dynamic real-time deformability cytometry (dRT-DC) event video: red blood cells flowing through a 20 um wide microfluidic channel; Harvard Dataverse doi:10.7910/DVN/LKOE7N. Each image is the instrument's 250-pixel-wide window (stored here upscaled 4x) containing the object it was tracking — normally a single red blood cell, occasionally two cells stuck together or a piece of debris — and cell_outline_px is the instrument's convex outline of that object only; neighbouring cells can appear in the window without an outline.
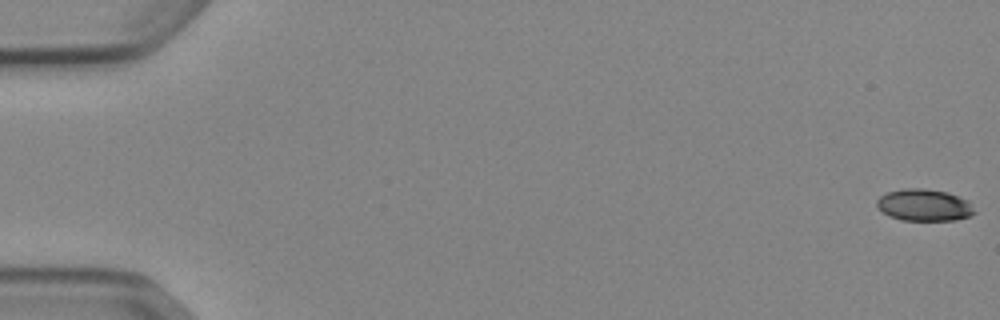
{"species": "Egyptian fruit bat (a non-hibernating species)", "species_latin": "Rousettus aegyptiacus", "temperature_condition": "cold", "stored_images_in_passage": 53, "camera_frame_rate_fps": 3000, "um_per_image_px": 0.085, "animal": {"sex": "female"}, "frame": {"image": 1, "passage_image": 1, "time_ms": 0.0, "image_size_px": [1000, 320], "cell_outline_px": [[976, 212], [968, 216], [956, 220], [900, 220], [888, 216], [876, 204], [876, 200], [880, 196], [888, 192], [904, 188], [924, 188], [948, 192], [968, 200]], "centroid_in_image_um": [78.55, 17.42], "position_along_channel_um": 6.4, "area_um2": 18.15}}
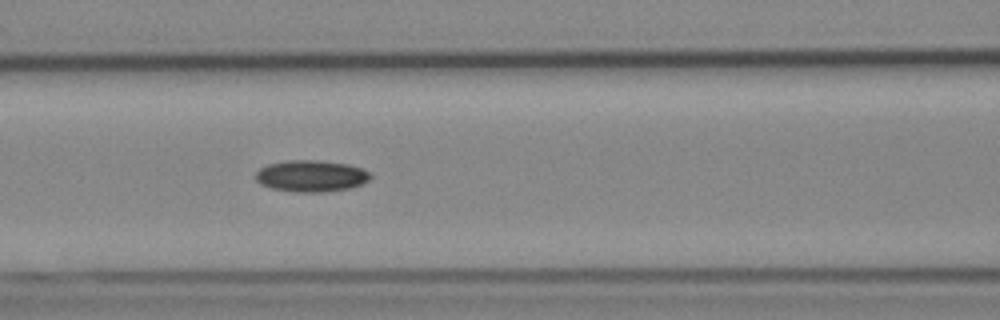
{"frame": {"image": 2, "passage_image": 24, "time_ms": 7.667, "image_size_px": [1000, 320], "cell_outline_px": [[372, 176], [368, 180], [360, 184], [348, 188], [324, 192], [296, 192], [272, 188], [260, 184], [256, 180], [256, 172], [260, 168], [268, 164], [288, 160], [320, 160], [348, 164], [360, 168], [368, 172]], "centroid_in_image_um": [26.42, 14.95], "position_along_channel_um": 140.2, "area_um2": 20.98}}
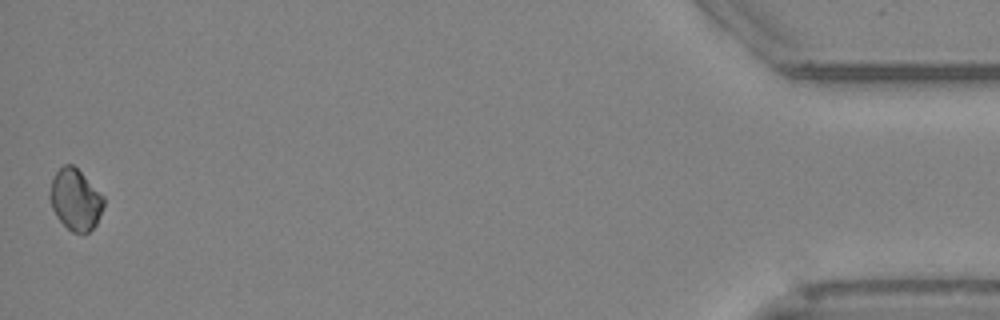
{"frame": {"image": 3, "passage_image": 53, "time_ms": 17.333, "image_size_px": [1000, 320], "cell_outline_px": [[104, 204], [96, 224], [88, 232], [72, 232], [56, 216], [52, 208], [48, 196], [48, 192], [52, 180], [56, 172], [64, 164], [72, 164], [104, 196]], "centroid_in_image_um": [6.39, 16.96], "position_along_channel_um": 428.8, "area_um2": 18.96}, "authors_computed_cell_mechanics": {"area_um2": 19.3052, "velocity_mm_per_s": 3.8872, "shape_relaxation_time_tau1_ms": 3.2318, "shape_relaxation_time_tau2_ms": null, "deformation_change_tau1": 0.0577, "deformation_change_tau2": null}}